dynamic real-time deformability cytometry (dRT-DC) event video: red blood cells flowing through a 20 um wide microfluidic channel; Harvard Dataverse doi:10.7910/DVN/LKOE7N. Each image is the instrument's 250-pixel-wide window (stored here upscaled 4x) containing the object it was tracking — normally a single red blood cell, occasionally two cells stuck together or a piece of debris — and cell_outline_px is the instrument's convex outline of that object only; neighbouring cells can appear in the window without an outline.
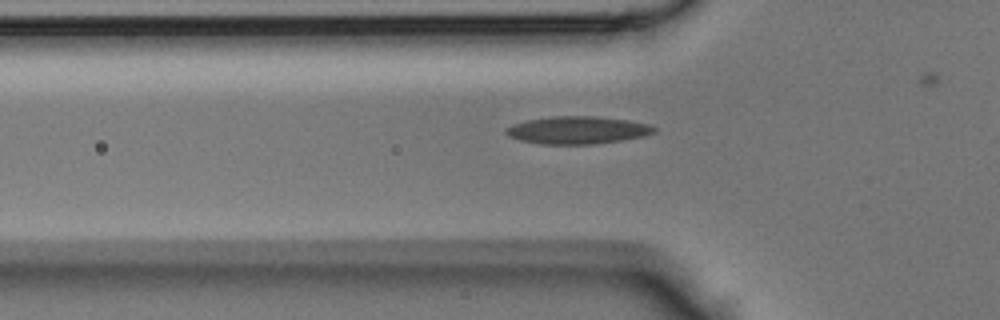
{"species": "Egyptian fruit bat (a non-hibernating species)", "species_latin": "Rousettus aegyptiacus", "temperature_condition": "room temperature", "stored_images_in_passage": 25, "camera_frame_rate_fps": 3000, "um_per_image_px": 0.085, "animal": {"sex": "male"}, "frame": {"image": 1, "passage_image": 4, "time_ms": 1.0, "image_size_px": [1000, 320], "cell_outline_px": [[656, 132], [644, 136], [624, 140], [592, 144], [540, 144], [520, 140], [508, 136], [504, 132], [504, 128], [512, 124], [528, 120], [552, 116], [596, 116], [628, 120], [648, 124], [656, 128]], "centroid_in_image_um": [49.07, 11.06], "position_along_channel_um": 76.7, "area_um2": 23.93}}
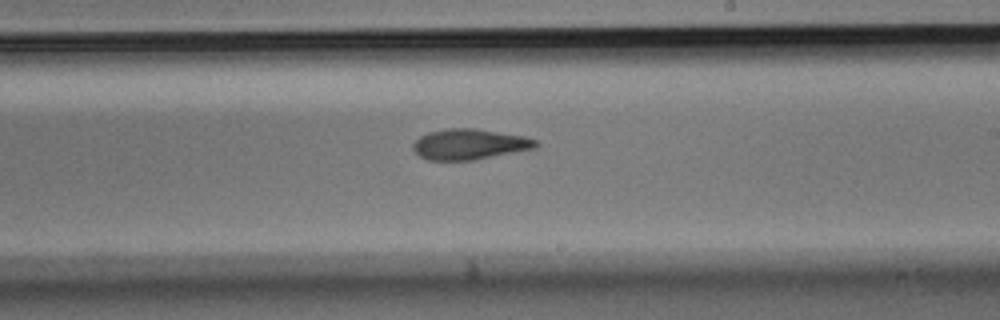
{"frame": {"image": 2, "passage_image": 15, "time_ms": 4.667, "image_size_px": [1000, 320], "cell_outline_px": [[540, 144], [536, 148], [476, 160], [428, 160], [420, 156], [412, 148], [412, 144], [420, 136], [428, 132], [452, 128], [476, 128], [524, 136], [536, 140]], "centroid_in_image_um": [39.93, 12.26], "position_along_channel_um": 249.1, "area_um2": 21.96}}
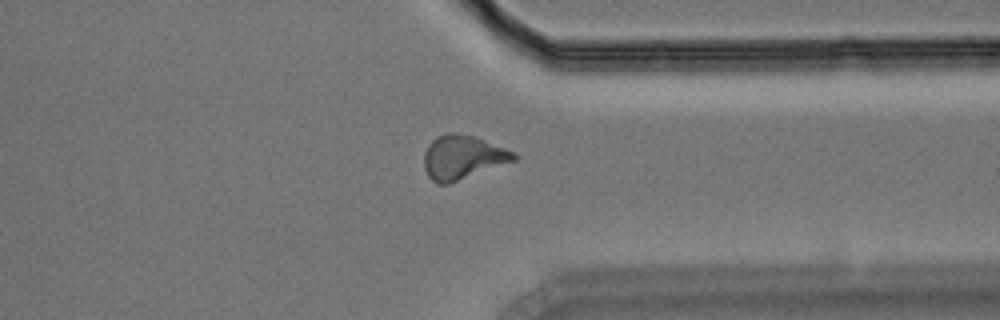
{"frame": {"image": 3, "passage_image": 23, "time_ms": 7.333, "image_size_px": [1000, 320], "cell_outline_px": [[516, 160], [448, 184], [436, 184], [428, 176], [424, 168], [424, 152], [428, 144], [436, 136], [444, 132], [456, 132], [472, 136], [484, 140], [504, 148], [512, 152], [516, 156]], "centroid_in_image_um": [39.26, 13.36], "position_along_channel_um": 372.1, "area_um2": 22.89}}